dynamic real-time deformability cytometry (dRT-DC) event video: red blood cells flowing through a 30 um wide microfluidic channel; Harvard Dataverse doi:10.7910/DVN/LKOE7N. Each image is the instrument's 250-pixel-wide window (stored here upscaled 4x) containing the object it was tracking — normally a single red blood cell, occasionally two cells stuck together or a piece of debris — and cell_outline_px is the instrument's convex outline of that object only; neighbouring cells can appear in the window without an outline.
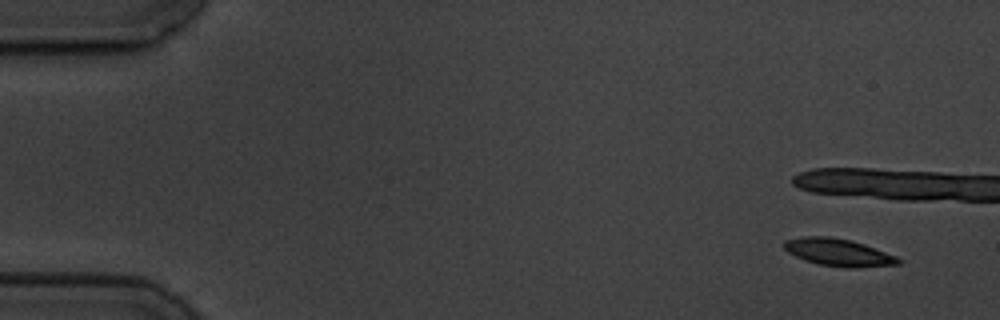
{"species": "common noctule bat (a hibernating species)", "species_latin": "Nyctalus noctula", "temperature_condition": "cold", "stored_images_in_passage": 4, "camera_frame_rate_fps": 3000, "um_per_image_px": 0.085, "animal": {"sex": "male", "body_mass_g": 19.5, "forearm_length_mm": 54.6}, "frame": {"image": 1, "passage_image": 1, "time_ms": 0.0, "image_size_px": [1000, 320], "cell_outline_px": [[900, 264], [856, 268], [848, 268], [820, 264], [804, 260], [788, 252], [784, 248], [784, 240], [804, 236], [832, 236], [852, 240], [864, 244], [896, 256], [900, 260]], "centroid_in_image_um": [71.25, 21.44], "position_along_channel_um": 13.7, "area_um2": 18.21}}